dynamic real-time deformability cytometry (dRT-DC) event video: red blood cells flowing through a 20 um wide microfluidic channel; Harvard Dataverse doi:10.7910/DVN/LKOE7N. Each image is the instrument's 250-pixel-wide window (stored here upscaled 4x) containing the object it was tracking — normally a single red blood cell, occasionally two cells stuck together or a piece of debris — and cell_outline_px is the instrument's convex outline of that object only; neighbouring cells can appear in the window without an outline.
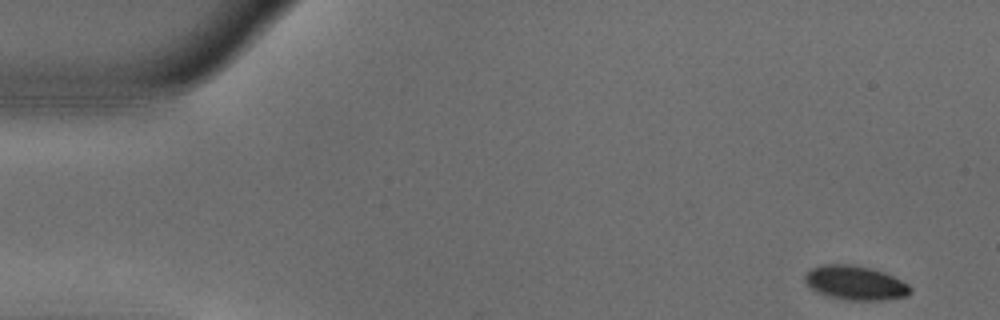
{"species": "common noctule bat (a hibernating species)", "species_latin": "Nyctalus noctula", "temperature_condition": "warm", "stored_images_in_passage": 53, "segment_of_instrument_passage": [1, 2], "camera_frame_rate_fps": 3000, "um_per_image_px": 0.085, "animal": {"sex": "male", "body_mass_g": 18.8}, "frame": {"image": 1, "passage_image": 1, "time_ms": 0.0, "image_size_px": [1000, 320], "cell_outline_px": [[912, 292], [908, 296], [880, 300], [848, 300], [828, 296], [816, 292], [804, 280], [804, 276], [812, 268], [824, 264], [852, 264], [872, 268], [884, 272], [908, 284], [912, 288]], "centroid_in_image_um": [72.72, 24.04], "position_along_channel_um": 12.3, "area_um2": 20.98}}
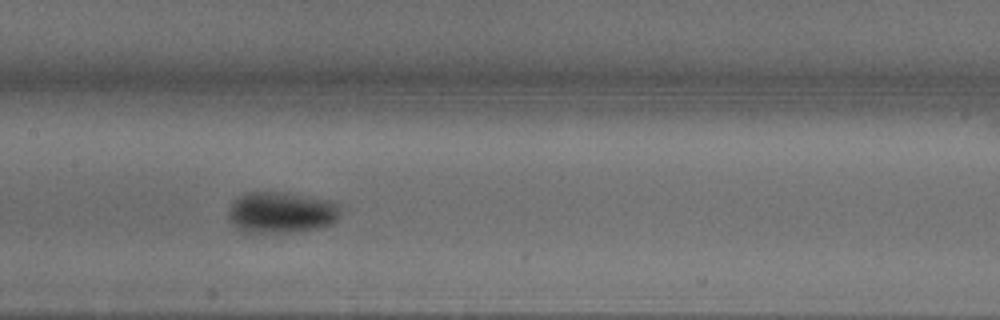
{"frame": {"image": 2, "passage_image": 24, "time_ms": 7.667, "image_size_px": [1000, 320], "cell_outline_px": [[344, 204], [340, 216], [332, 224], [320, 228], [284, 232], [244, 232], [236, 228], [228, 220], [228, 208], [232, 200], [244, 192], [280, 192], [328, 200]], "centroid_in_image_um": [23.91, 18.05], "position_along_channel_um": 183.5, "area_um2": 27.34}}
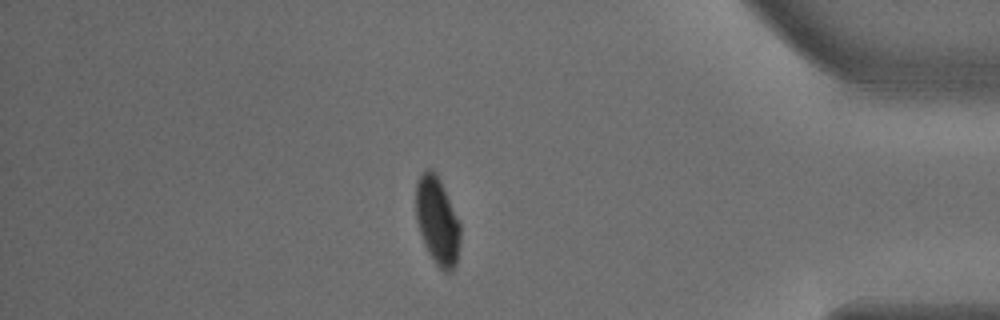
{"frame": {"image": 3, "passage_image": 44, "time_ms": 14.333, "image_size_px": [1000, 320], "cell_outline_px": [[460, 240], [456, 264], [452, 272], [444, 272], [436, 264], [428, 252], [424, 244], [416, 220], [416, 180], [428, 168], [432, 168], [436, 172], [444, 188], [460, 224]], "centroid_in_image_um": [37.17, 18.78], "position_along_channel_um": 398.0, "area_um2": 22.66}}